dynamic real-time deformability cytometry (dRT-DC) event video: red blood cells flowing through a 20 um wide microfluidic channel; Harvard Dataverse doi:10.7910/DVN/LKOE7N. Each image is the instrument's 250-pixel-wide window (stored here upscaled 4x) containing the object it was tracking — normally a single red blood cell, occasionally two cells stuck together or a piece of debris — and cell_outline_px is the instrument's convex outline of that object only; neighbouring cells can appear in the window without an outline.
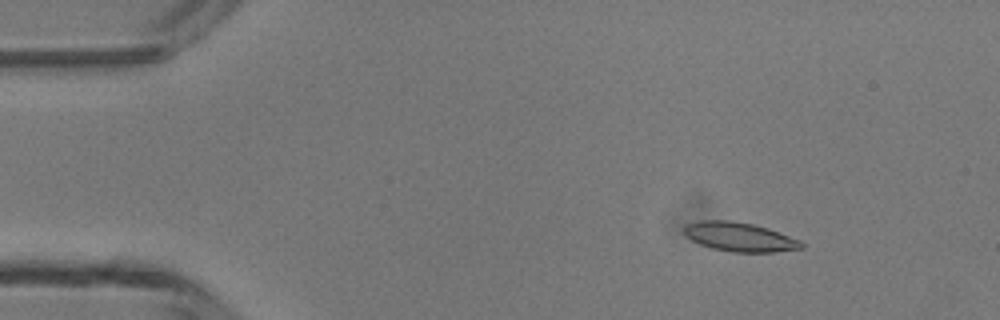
{"species": "common noctule bat (a hibernating species)", "species_latin": "Nyctalus noctula", "temperature_condition": "room temperature", "stored_images_in_passage": 42, "camera_frame_rate_fps": 3000, "um_per_image_px": 0.085, "animal": {"sex": "male", "body_mass_g": 13.3}, "frame": {"image": 1, "passage_image": 1, "time_ms": 0.0, "image_size_px": [1000, 320], "cell_outline_px": [[804, 248], [776, 252], [732, 252], [712, 248], [700, 244], [684, 236], [684, 228], [688, 224], [700, 220], [728, 220], [752, 224], [768, 228], [800, 240], [804, 244]], "centroid_in_image_um": [62.87, 20.14], "position_along_channel_um": 22.1, "area_um2": 19.88}}
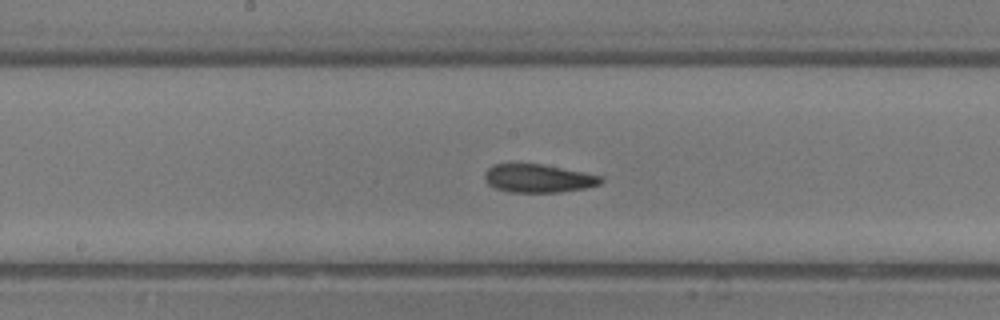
{"frame": {"image": 2, "passage_image": 19, "time_ms": 6.0, "image_size_px": [1000, 320], "cell_outline_px": [[604, 180], [600, 184], [584, 188], [560, 192], [508, 192], [496, 188], [488, 184], [484, 180], [484, 172], [492, 164], [544, 164], [604, 176]], "centroid_in_image_um": [45.76, 15.15], "position_along_channel_um": 202.4, "area_um2": 19.31}}
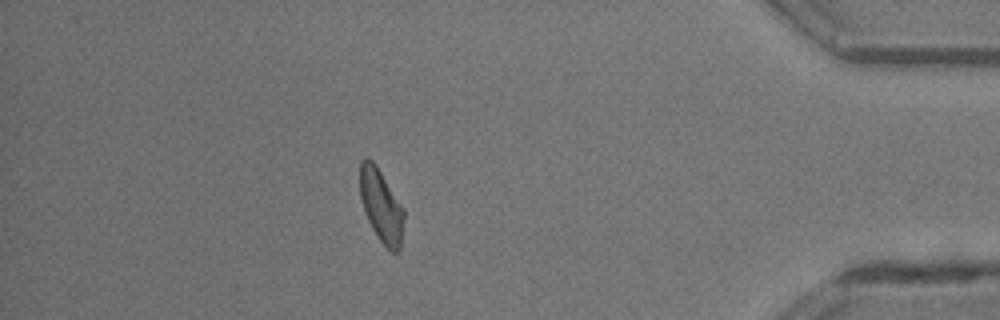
{"frame": {"image": 3, "passage_image": 36, "time_ms": 11.667, "image_size_px": [1000, 320], "cell_outline_px": [[404, 216], [400, 248], [396, 252], [392, 252], [380, 240], [372, 228], [368, 220], [360, 196], [360, 160], [364, 156], [368, 156], [376, 164], [404, 208]], "centroid_in_image_um": [32.39, 17.42], "position_along_channel_um": 402.8, "area_um2": 18.61}, "authors_computed_cell_mechanics": {"area_um2": 19.4497, "velocity_mm_per_s": 4.3557, "shape_relaxation_time_tau1_ms": 4.2958, "shape_relaxation_time_tau2_ms": 2.4813, "deformation_change_tau1": 0.1522, "deformation_change_tau2": 0.0998}}